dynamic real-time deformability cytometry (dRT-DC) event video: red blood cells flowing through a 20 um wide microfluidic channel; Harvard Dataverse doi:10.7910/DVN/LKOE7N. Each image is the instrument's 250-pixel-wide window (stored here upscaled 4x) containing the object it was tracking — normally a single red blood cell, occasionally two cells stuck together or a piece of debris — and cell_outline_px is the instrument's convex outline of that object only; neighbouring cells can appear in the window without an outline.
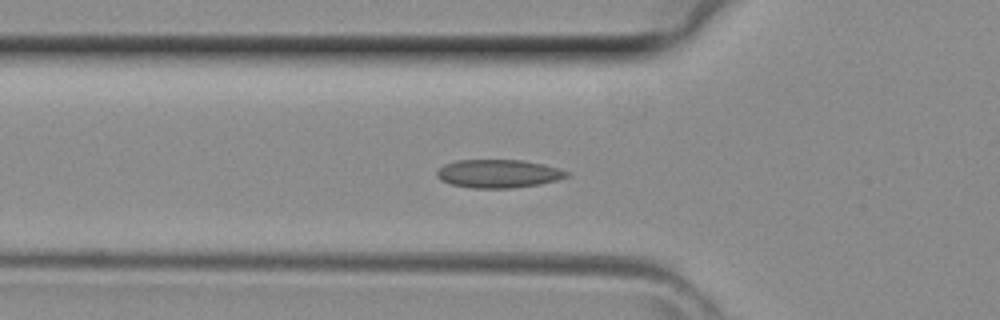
{"species": "common noctule bat (a hibernating species)", "species_latin": "Nyctalus noctula", "temperature_condition": "room temperature", "stored_images_in_passage": 34, "camera_frame_rate_fps": 3000, "um_per_image_px": 0.085, "animal": {"sex": "female", "body_mass_g": 29.2, "forearm_length_mm": 56.3}, "frame": {"image": 1, "passage_image": 6, "time_ms": 1.667, "image_size_px": [1000, 320], "cell_outline_px": [[572, 176], [540, 184], [512, 188], [472, 188], [452, 184], [440, 180], [436, 176], [436, 172], [444, 164], [456, 160], [524, 160], [556, 168], [568, 172]], "centroid_in_image_um": [42.34, 14.76], "position_along_channel_um": 83.5, "area_um2": 21.33}}
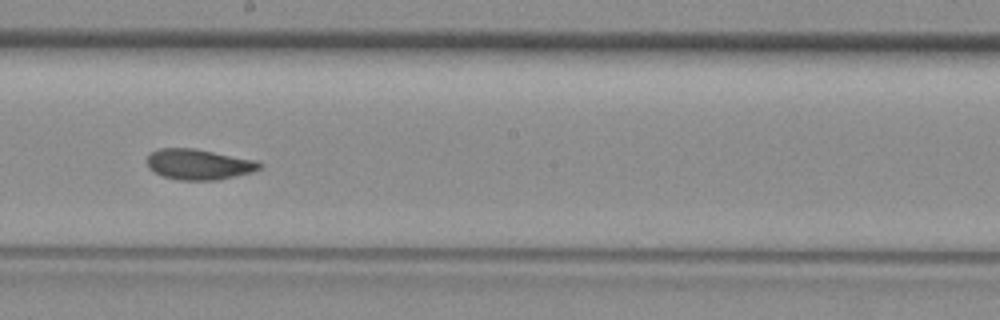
{"frame": {"image": 2, "passage_image": 15, "time_ms": 4.667, "image_size_px": [1000, 320], "cell_outline_px": [[264, 164], [260, 168], [252, 172], [216, 180], [180, 180], [164, 176], [148, 168], [148, 156], [152, 152], [160, 148], [192, 148], [256, 160]], "centroid_in_image_um": [16.91, 13.97], "position_along_channel_um": 231.3, "area_um2": 19.77}}
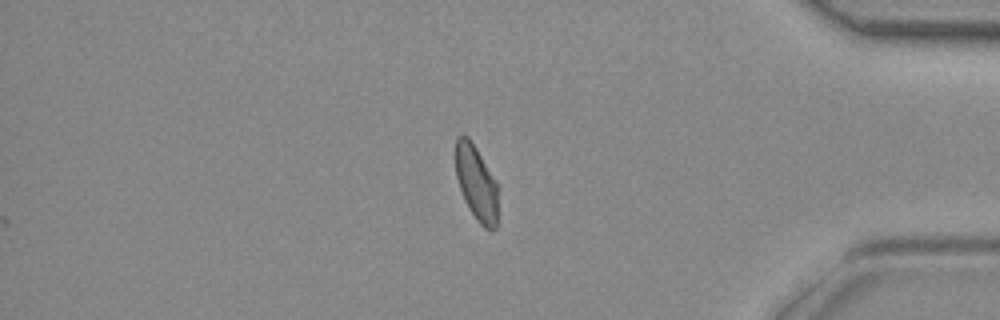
{"frame": {"image": 3, "passage_image": 27, "time_ms": 8.667, "image_size_px": [1000, 320], "cell_outline_px": [[496, 228], [484, 228], [476, 220], [468, 208], [464, 200], [456, 176], [456, 136], [468, 136], [476, 148], [496, 180]], "centroid_in_image_um": [40.46, 15.54], "position_along_channel_um": 394.7, "area_um2": 18.15}}